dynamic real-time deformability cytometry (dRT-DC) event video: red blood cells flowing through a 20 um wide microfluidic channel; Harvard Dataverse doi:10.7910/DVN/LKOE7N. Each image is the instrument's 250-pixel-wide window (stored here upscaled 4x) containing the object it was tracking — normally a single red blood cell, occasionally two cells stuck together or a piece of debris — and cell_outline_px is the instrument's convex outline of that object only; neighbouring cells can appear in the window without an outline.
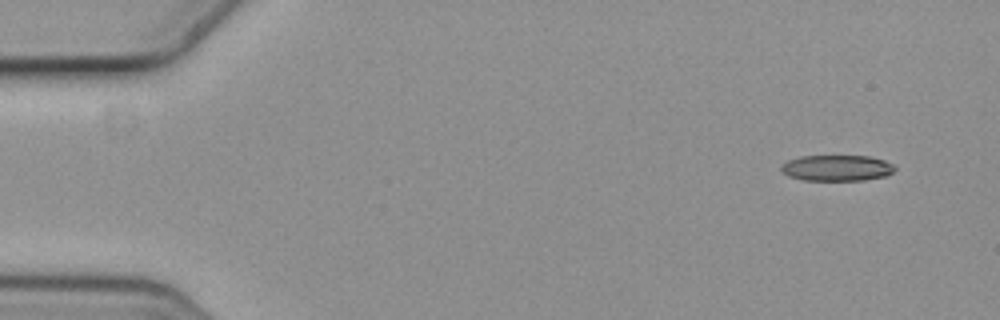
{"species": "common noctule bat (a hibernating species)", "species_latin": "Nyctalus noctula", "temperature_condition": "cold", "stored_images_in_passage": 9, "camera_frame_rate_fps": 3000, "um_per_image_px": 0.085, "animal": {"sex": "female", "body_mass_g": 19.3, "forearm_length_mm": 54.1}, "frame": {"image": 1, "passage_image": 1, "time_ms": 0.0, "image_size_px": [1000, 320], "cell_outline_px": [[896, 168], [892, 172], [884, 176], [864, 180], [804, 180], [788, 176], [780, 168], [788, 160], [800, 156], [868, 156], [884, 160], [896, 164]], "centroid_in_image_um": [71.17, 14.27], "position_along_channel_um": 13.8, "area_um2": 17.11}}
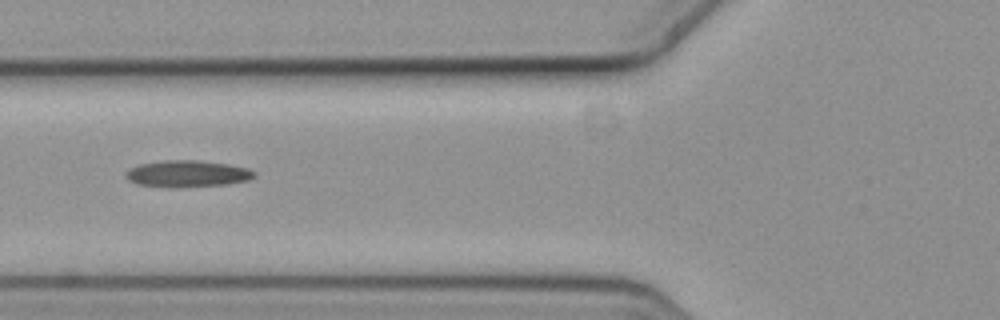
{"frame": {"image": 2, "passage_image": 6, "time_ms": 1.667, "image_size_px": [1000, 320], "cell_outline_px": [[256, 176], [248, 180], [228, 184], [172, 188], [168, 188], [136, 184], [128, 180], [124, 176], [124, 172], [140, 164], [164, 160], [200, 160], [228, 164], [248, 168], [256, 172]], "centroid_in_image_um": [15.91, 14.77], "position_along_channel_um": 109.9, "area_um2": 20.23}}
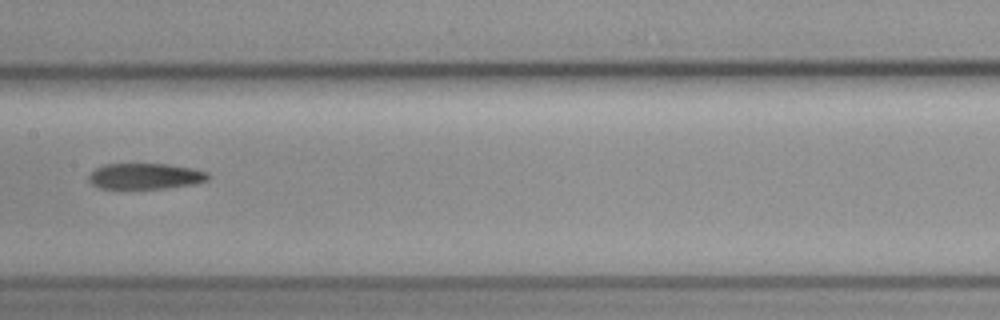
{"frame": {"image": 3, "passage_image": 8, "time_ms": 2.333, "image_size_px": [1000, 320], "cell_outline_px": [[208, 180], [192, 184], [168, 188], [100, 188], [92, 184], [88, 180], [88, 176], [96, 168], [104, 164], [168, 164], [192, 168], [208, 172]], "centroid_in_image_um": [12.34, 14.97], "position_along_channel_um": 195.1, "area_um2": 17.86}}